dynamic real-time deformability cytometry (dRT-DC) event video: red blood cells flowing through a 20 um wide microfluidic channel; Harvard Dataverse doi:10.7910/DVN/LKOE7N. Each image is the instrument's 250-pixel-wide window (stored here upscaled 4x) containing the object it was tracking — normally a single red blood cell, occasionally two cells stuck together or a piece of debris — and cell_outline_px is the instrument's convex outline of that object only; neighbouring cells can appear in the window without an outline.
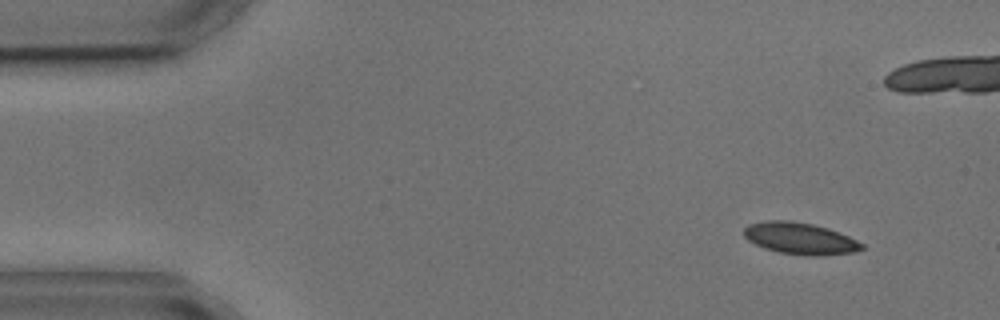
{"species": "common noctule bat (a hibernating species)", "species_latin": "Nyctalus noctula", "temperature_condition": "cold", "stored_images_in_passage": 6, "camera_frame_rate_fps": 3000, "um_per_image_px": 0.085, "animal": {"sex": "male", "body_mass_g": 17.9, "forearm_length_mm": 54.2}, "frame": {"image": 1, "passage_image": 1, "time_ms": 0.0, "image_size_px": [1000, 320], "cell_outline_px": [[864, 248], [852, 252], [820, 256], [812, 256], [780, 252], [764, 248], [748, 240], [744, 236], [744, 228], [748, 224], [768, 220], [792, 220], [812, 224], [828, 228], [848, 236], [864, 244]], "centroid_in_image_um": [67.99, 20.26], "position_along_channel_um": 17.0, "area_um2": 21.68}}